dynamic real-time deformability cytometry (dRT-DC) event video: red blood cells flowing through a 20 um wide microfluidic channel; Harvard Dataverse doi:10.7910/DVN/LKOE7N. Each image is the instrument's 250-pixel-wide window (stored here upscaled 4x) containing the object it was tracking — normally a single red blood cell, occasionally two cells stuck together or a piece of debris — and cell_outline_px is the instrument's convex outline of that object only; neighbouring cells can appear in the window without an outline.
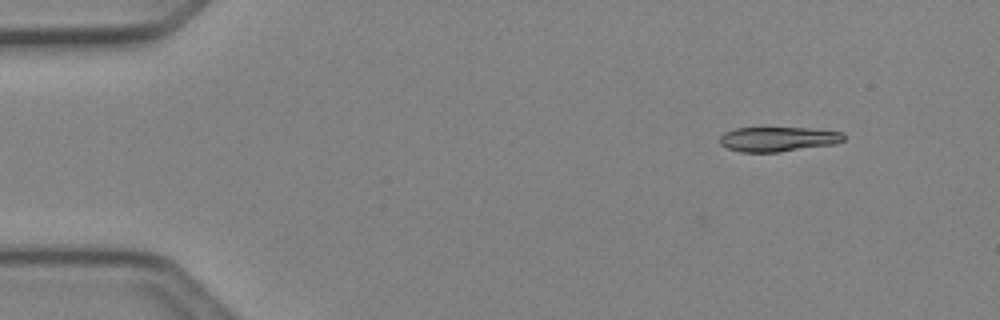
{"species": "Egyptian fruit bat (a non-hibernating species)", "species_latin": "Rousettus aegyptiacus", "temperature_condition": "cold", "stored_images_in_passage": 10, "camera_frame_rate_fps": 3000, "um_per_image_px": 0.085, "animal": {"sex": "female"}, "frame": {"image": 1, "passage_image": 1, "time_ms": 0.0, "image_size_px": [1000, 320], "cell_outline_px": [[844, 140], [832, 144], [776, 152], [740, 152], [728, 148], [720, 144], [720, 136], [724, 132], [736, 128], [812, 128], [844, 132]], "centroid_in_image_um": [66.11, 11.81], "position_along_channel_um": 18.9, "area_um2": 17.69}}